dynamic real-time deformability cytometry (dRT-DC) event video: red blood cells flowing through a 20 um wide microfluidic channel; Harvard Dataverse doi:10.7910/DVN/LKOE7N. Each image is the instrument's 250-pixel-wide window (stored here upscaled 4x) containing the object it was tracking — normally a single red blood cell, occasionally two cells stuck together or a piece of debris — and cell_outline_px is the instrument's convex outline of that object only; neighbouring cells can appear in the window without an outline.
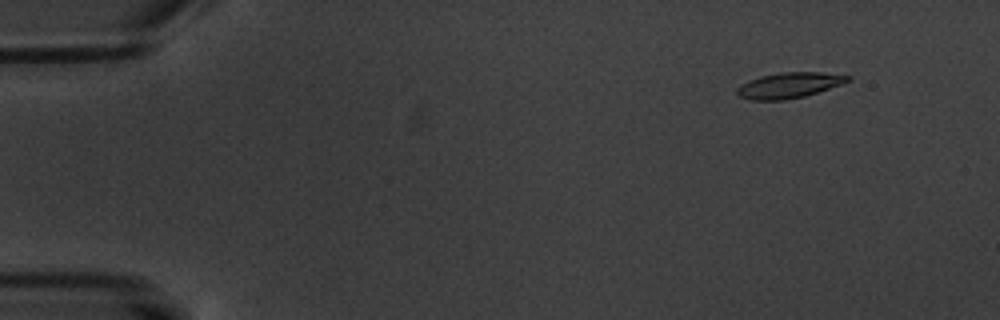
{"species": "common noctule bat (a hibernating species)", "species_latin": "Nyctalus noctula", "temperature_condition": "warm", "stored_images_in_passage": 17, "camera_frame_rate_fps": 3000, "um_per_image_px": 0.085, "animal": {"sex": "male", "body_mass_g": 20.1, "forearm_length_mm": 53.5}, "frame": {"image": 1, "passage_image": 2, "time_ms": 1.0, "image_size_px": [1000, 320], "cell_outline_px": [[852, 80], [804, 96], [784, 100], [748, 100], [736, 96], [736, 88], [740, 84], [748, 80], [760, 76], [780, 72], [820, 72], [852, 76]], "centroid_in_image_um": [67.0, 7.25], "position_along_channel_um": 18.0, "area_um2": 16.59}}
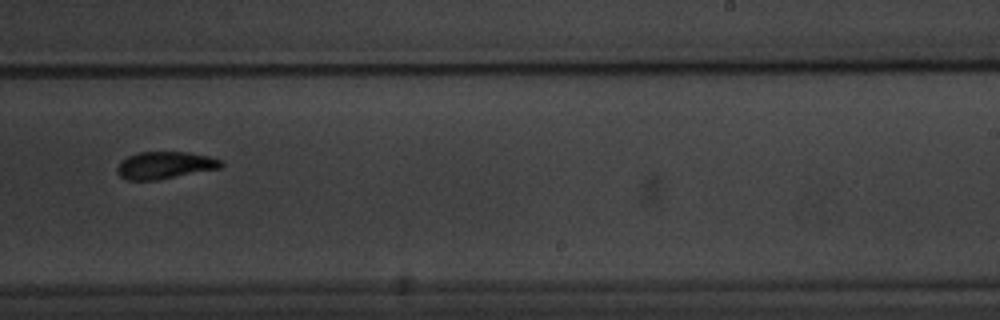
{"frame": {"image": 2, "passage_image": 11, "time_ms": 11.667, "image_size_px": [1000, 320], "cell_outline_px": [[224, 164], [220, 168], [156, 180], [128, 180], [120, 176], [116, 172], [116, 168], [128, 156], [136, 152], [188, 152], [208, 156], [220, 160]], "centroid_in_image_um": [14.0, 14.04], "position_along_channel_um": 275.0, "area_um2": 16.3}}
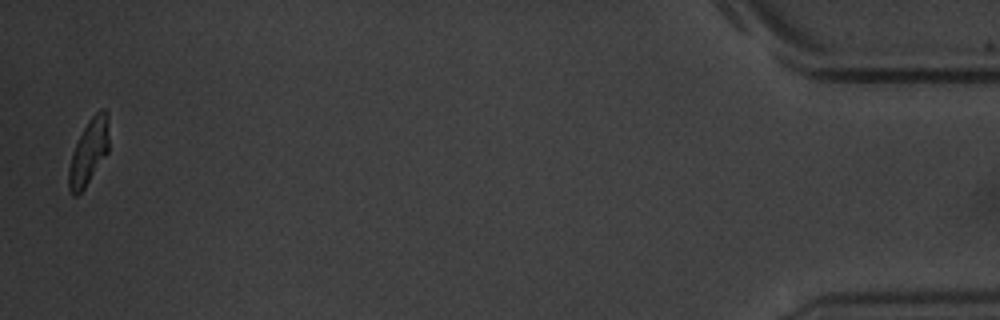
{"frame": {"image": 3, "passage_image": 17, "time_ms": 18.667, "image_size_px": [1000, 320], "cell_outline_px": [[108, 152], [84, 188], [76, 196], [72, 196], [68, 188], [68, 168], [72, 152], [88, 120], [100, 108], [104, 108], [108, 112]], "centroid_in_image_um": [7.54, 12.91], "position_along_channel_um": 427.7, "area_um2": 15.26}, "authors_computed_cell_mechanics": {"area_um2": 16.5886, "velocity_mm_per_s": 3.4001, "shape_relaxation_time_tau1_ms": 2.9457, "shape_relaxation_time_tau2_ms": 2.616, "deformation_change_tau1": 0.1077, "deformation_change_tau2": 0.0699}}